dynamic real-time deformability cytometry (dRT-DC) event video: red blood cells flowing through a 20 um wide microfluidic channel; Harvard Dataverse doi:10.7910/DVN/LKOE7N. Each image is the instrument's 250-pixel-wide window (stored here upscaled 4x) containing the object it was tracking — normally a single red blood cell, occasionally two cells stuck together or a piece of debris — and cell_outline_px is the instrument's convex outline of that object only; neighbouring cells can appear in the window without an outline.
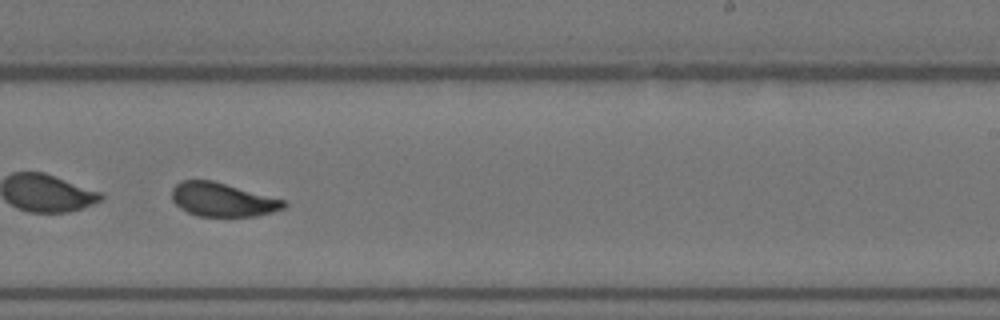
{"species": "Egyptian fruit bat (a non-hibernating species)", "species_latin": "Rousettus aegyptiacus", "temperature_condition": "warm", "stored_images_in_passage": 40, "camera_frame_rate_fps": 3000, "um_per_image_px": 0.085, "animal": {"sex": "female"}, "frame": {"image": 1, "passage_image": 23, "time_ms": 7.333, "image_size_px": [1000, 320], "cell_outline_px": [[288, 204], [284, 208], [272, 212], [256, 216], [196, 216], [180, 208], [172, 200], [172, 188], [180, 180], [212, 180], [284, 200]], "centroid_in_image_um": [18.89, 16.97], "position_along_channel_um": 270.1, "area_um2": 21.91}, "authors_computed_cell_mechanics": {"area_um2": 22.5131, "velocity_mm_per_s": 3.5059, "shape_relaxation_time_tau1_ms": 4.4901, "shape_relaxation_time_tau2_ms": 0.8193, "deformation_change_tau1": 0.0849, "deformation_change_tau2": 0.0656}}